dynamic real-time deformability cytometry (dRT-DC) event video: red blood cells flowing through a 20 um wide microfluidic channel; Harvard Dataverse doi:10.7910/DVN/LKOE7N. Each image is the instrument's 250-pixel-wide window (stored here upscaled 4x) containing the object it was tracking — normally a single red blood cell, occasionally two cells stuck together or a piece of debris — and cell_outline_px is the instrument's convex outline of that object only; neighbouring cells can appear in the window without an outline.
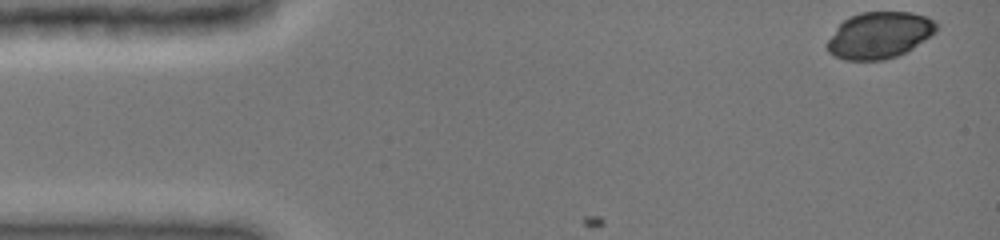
{"species": "common noctule bat (a hibernating species)", "species_latin": "Nyctalus noctula", "temperature_condition": "cold", "stored_images_in_passage": 4, "camera_frame_rate_fps": 3000, "um_per_image_px": 0.085, "animal": {"sex": "female", "body_mass_g": 19.0, "forearm_length_mm": 51.5}, "frame": {"image": 1, "passage_image": 1, "time_ms": 0.0, "image_size_px": [1000, 240], "cell_outline_px": [[940, 28], [936, 32], [908, 52], [884, 60], [844, 60], [832, 56], [828, 52], [828, 40], [836, 28], [844, 20], [860, 12], [912, 12], [936, 20], [940, 24]], "centroid_in_image_um": [74.8, 3.0], "position_along_channel_um": 10.2, "area_um2": 29.88}}